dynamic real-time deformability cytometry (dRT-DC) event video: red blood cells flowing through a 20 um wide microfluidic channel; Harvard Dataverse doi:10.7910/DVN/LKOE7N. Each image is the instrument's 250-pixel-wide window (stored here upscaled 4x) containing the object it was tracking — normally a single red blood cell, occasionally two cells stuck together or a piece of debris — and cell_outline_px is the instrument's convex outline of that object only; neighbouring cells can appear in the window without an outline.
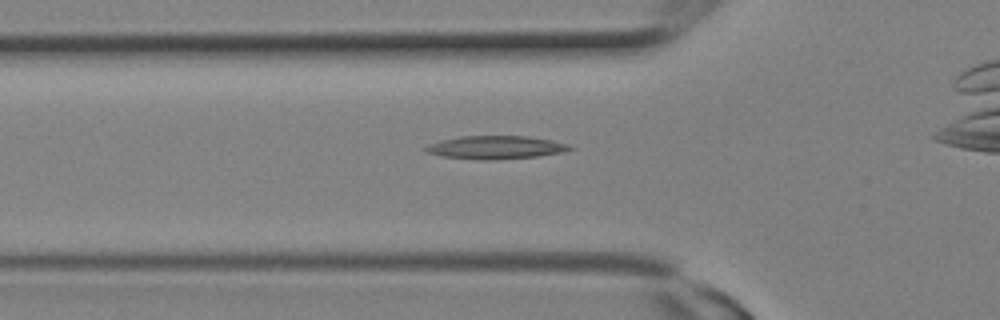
{"species": "Egyptian fruit bat (a non-hibernating species)", "species_latin": "Rousettus aegyptiacus", "temperature_condition": "room temperature", "stored_images_in_passage": 7, "camera_frame_rate_fps": 3000, "um_per_image_px": 0.085, "animal": {"sex": "female"}, "frame": {"image": 1, "passage_image": 5, "time_ms": 1.333, "image_size_px": [1000, 320], "cell_outline_px": [[576, 148], [564, 152], [536, 156], [492, 160], [480, 160], [440, 156], [428, 152], [424, 148], [428, 144], [460, 136], [524, 136], [552, 140], [568, 144]], "centroid_in_image_um": [42.16, 12.53], "position_along_channel_um": 83.6, "area_um2": 19.36}}
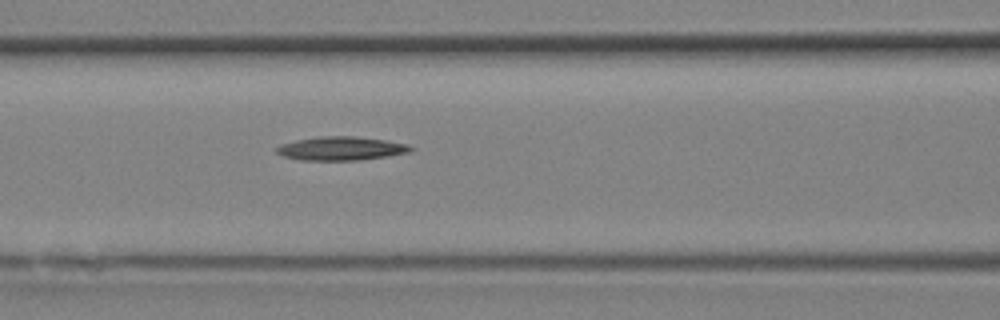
{"frame": {"image": 2, "passage_image": 7, "time_ms": 2.0, "image_size_px": [1000, 320], "cell_outline_px": [[416, 148], [412, 152], [388, 156], [360, 160], [300, 160], [284, 156], [276, 152], [276, 148], [284, 144], [296, 140], [320, 136], [352, 136], [384, 140], [408, 144]], "centroid_in_image_um": [29.06, 12.62], "position_along_channel_um": 137.5, "area_um2": 18.44}}